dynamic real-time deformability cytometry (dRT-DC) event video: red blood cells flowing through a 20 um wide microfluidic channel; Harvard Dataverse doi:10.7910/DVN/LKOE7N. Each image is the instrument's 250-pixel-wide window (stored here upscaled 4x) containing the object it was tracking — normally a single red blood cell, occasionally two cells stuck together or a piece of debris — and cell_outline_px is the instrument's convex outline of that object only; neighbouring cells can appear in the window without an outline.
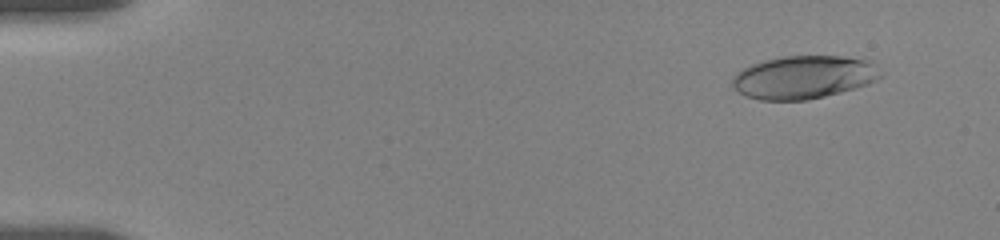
{"species": "human", "species_latin": "Homo sapiens", "temperature_condition": "room temperature", "stored_images_in_passage": 56, "camera_frame_rate_fps": 3000, "um_per_image_px": 0.085, "donor": {"sex": "female"}, "frame": {"image": 1, "passage_image": 5, "time_ms": 1.333, "image_size_px": [1000, 240], "cell_outline_px": [[884, 72], [880, 76], [868, 84], [840, 92], [808, 100], [760, 100], [748, 96], [732, 88], [732, 76], [736, 72], [752, 64], [764, 60], [780, 56], [840, 56], [868, 60]], "centroid_in_image_um": [68.29, 6.55], "position_along_channel_um": 16.7, "area_um2": 37.17}}
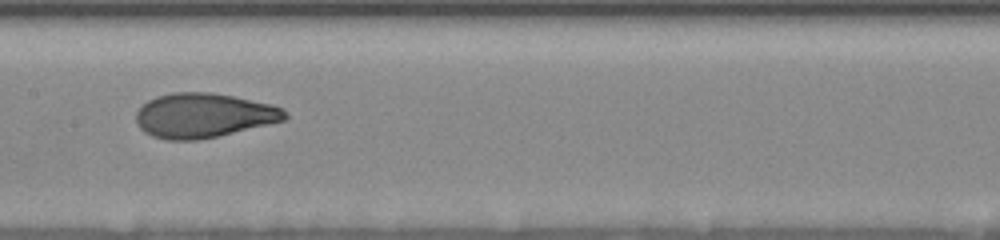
{"frame": {"image": 2, "passage_image": 29, "time_ms": 9.333, "image_size_px": [1000, 240], "cell_outline_px": [[288, 120], [200, 140], [168, 140], [152, 136], [144, 132], [140, 128], [136, 120], [136, 112], [148, 100], [156, 96], [172, 92], [208, 92], [232, 96], [272, 104], [284, 108], [288, 112]], "centroid_in_image_um": [17.34, 9.81], "position_along_channel_um": 190.1, "area_um2": 38.84}}
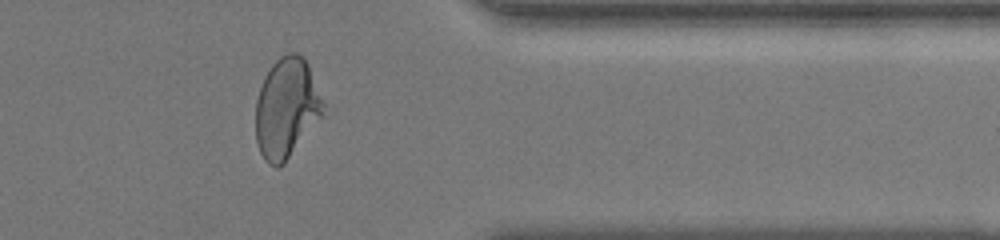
{"frame": {"image": 3, "passage_image": 46, "time_ms": 15.0, "image_size_px": [1000, 240], "cell_outline_px": [[324, 116], [284, 164], [276, 168], [268, 164], [264, 160], [260, 152], [256, 140], [256, 100], [264, 76], [272, 64], [280, 56], [288, 52], [296, 52], [304, 56], [308, 64], [324, 104]], "centroid_in_image_um": [24.36, 9.2], "position_along_channel_um": 387.0, "area_um2": 39.77}, "authors_computed_cell_mechanics": {"area_um2": 38.0613, "velocity_mm_per_s": 3.6447, "shape_relaxation_time_tau1_ms": 4.0812, "shape_relaxation_time_tau2_ms": 0.9378, "deformation_change_tau1": 0.1935, "deformation_change_tau2": 0.0677}}